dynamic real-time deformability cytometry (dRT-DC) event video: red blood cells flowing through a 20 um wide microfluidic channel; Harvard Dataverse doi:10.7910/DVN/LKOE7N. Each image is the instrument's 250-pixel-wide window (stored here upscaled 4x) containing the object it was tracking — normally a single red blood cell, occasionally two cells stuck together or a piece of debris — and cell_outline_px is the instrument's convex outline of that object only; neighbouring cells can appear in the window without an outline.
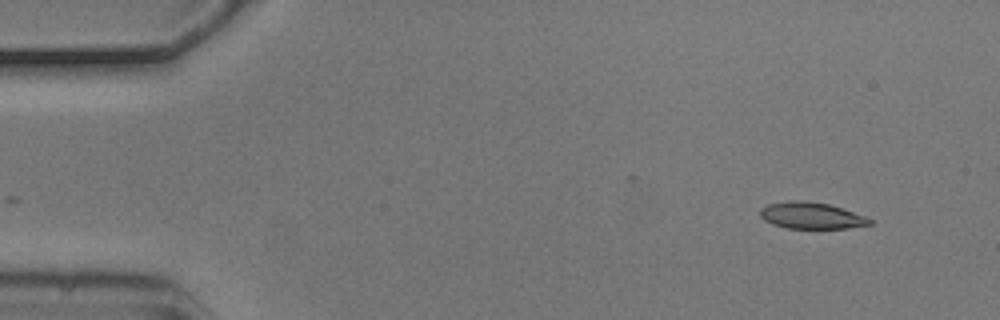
{"species": "common noctule bat (a hibernating species)", "species_latin": "Nyctalus noctula", "temperature_condition": "cold", "stored_images_in_passage": 4, "camera_frame_rate_fps": 3000, "um_per_image_px": 0.085, "animal": {"sex": "male", "body_mass_g": 20.5, "forearm_length_mm": 52.5}, "frame": {"image": 1, "passage_image": 1, "time_ms": 0.0, "image_size_px": [1000, 320], "cell_outline_px": [[872, 224], [848, 228], [788, 228], [772, 224], [764, 220], [760, 216], [760, 208], [768, 204], [792, 200], [800, 200], [828, 204], [864, 216], [872, 220]], "centroid_in_image_um": [68.92, 18.33], "position_along_channel_um": 16.1, "area_um2": 16.7}}
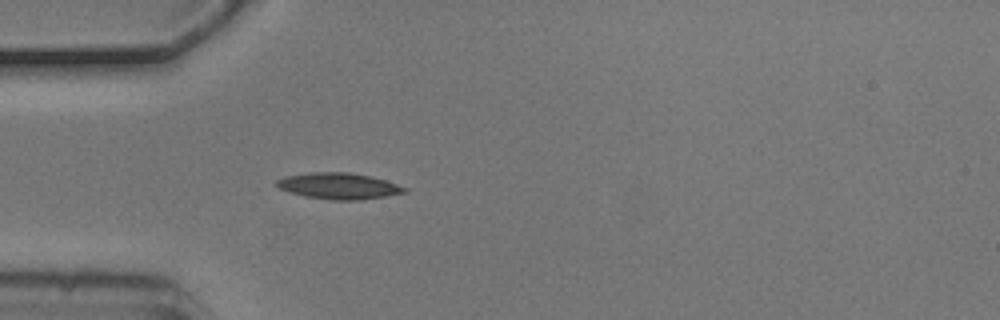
{"frame": {"image": 2, "passage_image": 4, "time_ms": 1.0, "image_size_px": [1000, 320], "cell_outline_px": [[408, 192], [360, 200], [332, 200], [304, 196], [280, 188], [276, 184], [276, 180], [288, 176], [308, 172], [348, 172], [372, 176], [408, 188]], "centroid_in_image_um": [28.82, 15.8], "position_along_channel_um": 56.2, "area_um2": 19.36}}